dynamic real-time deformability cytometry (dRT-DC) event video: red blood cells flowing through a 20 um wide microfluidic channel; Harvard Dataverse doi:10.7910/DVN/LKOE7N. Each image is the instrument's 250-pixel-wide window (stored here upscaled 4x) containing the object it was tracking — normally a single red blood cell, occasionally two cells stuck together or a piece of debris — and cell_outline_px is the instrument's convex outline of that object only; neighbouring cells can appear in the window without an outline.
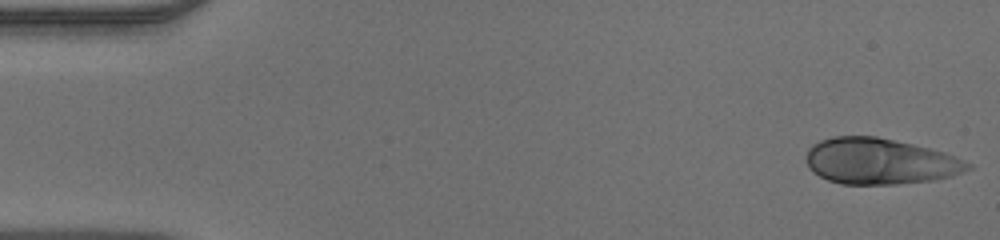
{"species": "human", "species_latin": "Homo sapiens", "temperature_condition": "warm", "stored_images_in_passage": 48, "camera_frame_rate_fps": 3000, "um_per_image_px": 0.085, "donor": {"sex": "male"}, "frame": {"image": 1, "passage_image": 1, "time_ms": 0.0, "image_size_px": [1000, 240], "cell_outline_px": [[972, 168], [952, 176], [932, 180], [896, 184], [840, 184], [828, 180], [812, 172], [808, 168], [808, 148], [812, 144], [820, 140], [832, 136], [876, 136], [912, 144], [944, 152], [972, 164]], "centroid_in_image_um": [74.77, 13.71], "position_along_channel_um": 10.2, "area_um2": 43.18}}
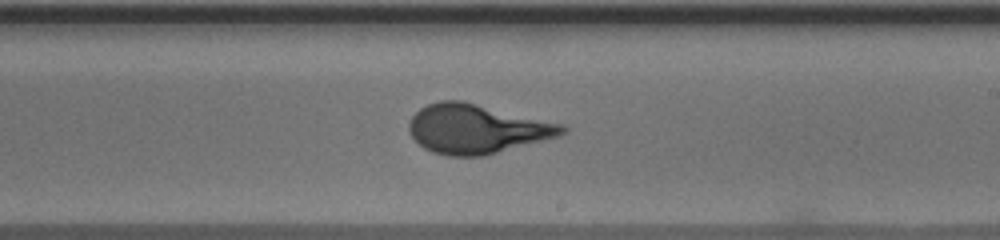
{"frame": {"image": 2, "passage_image": 28, "time_ms": 9.0, "image_size_px": [1000, 240], "cell_outline_px": [[568, 132], [560, 136], [480, 156], [448, 156], [432, 152], [424, 148], [412, 136], [408, 128], [408, 124], [412, 116], [420, 108], [428, 104], [440, 100], [464, 100], [564, 124], [568, 128]], "centroid_in_image_um": [40.54, 10.93], "position_along_channel_um": 248.5, "area_um2": 43.99}}
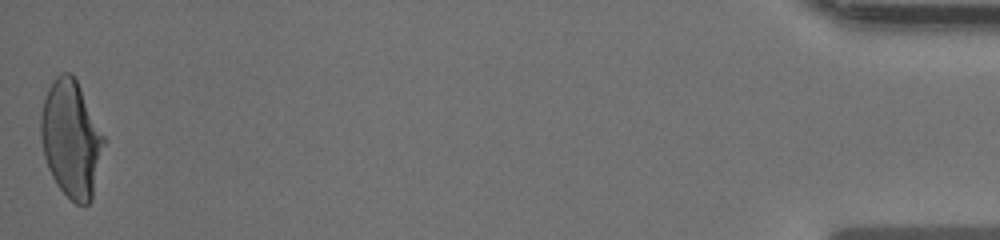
{"frame": {"image": 3, "passage_image": 48, "time_ms": 15.667, "image_size_px": [1000, 240], "cell_outline_px": [[108, 140], [92, 200], [84, 208], [76, 204], [56, 184], [48, 168], [44, 156], [40, 136], [40, 116], [44, 100], [48, 88], [56, 76], [60, 72], [72, 72]], "centroid_in_image_um": [6.1, 11.83], "position_along_channel_um": 429.1, "area_um2": 43.93}}